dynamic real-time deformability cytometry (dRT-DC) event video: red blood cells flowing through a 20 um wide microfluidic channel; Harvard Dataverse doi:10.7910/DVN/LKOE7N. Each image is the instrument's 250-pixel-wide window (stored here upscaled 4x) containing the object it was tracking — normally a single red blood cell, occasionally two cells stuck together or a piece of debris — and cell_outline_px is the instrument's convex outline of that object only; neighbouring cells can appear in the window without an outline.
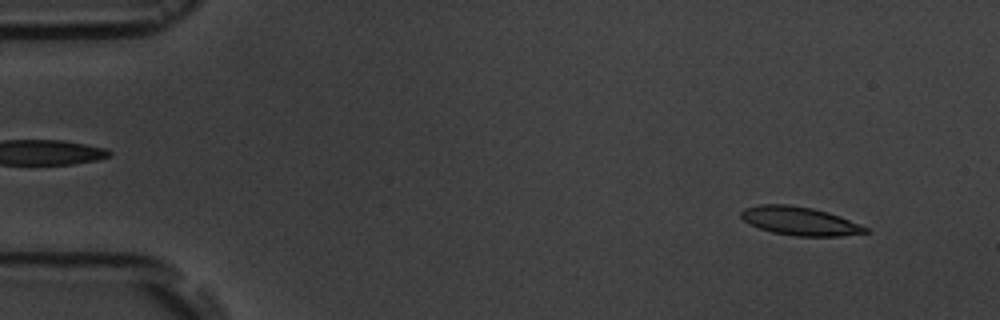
{"species": "common noctule bat (a hibernating species)", "species_latin": "Nyctalus noctula", "temperature_condition": "room temperature", "stored_images_in_passage": 6, "camera_frame_rate_fps": 3000, "um_per_image_px": 0.085, "animal": {"sex": "male", "body_mass_g": 19.5, "forearm_length_mm": 54.6}, "frame": {"image": 1, "passage_image": 1, "time_ms": 0.0, "image_size_px": [1000, 320], "cell_outline_px": [[872, 232], [840, 236], [792, 236], [772, 232], [748, 224], [740, 216], [740, 212], [744, 208], [760, 204], [788, 204], [812, 208], [828, 212], [840, 216], [868, 228]], "centroid_in_image_um": [67.97, 18.79], "position_along_channel_um": 17.0, "area_um2": 20.75}}
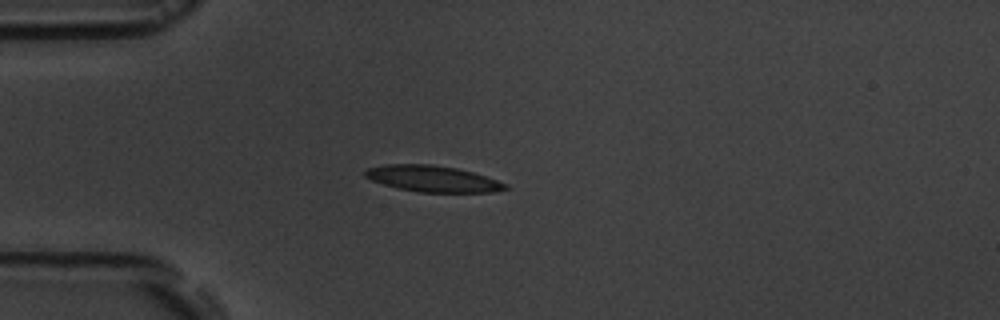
{"frame": {"image": 2, "passage_image": 4, "time_ms": 3.333, "image_size_px": [1000, 320], "cell_outline_px": [[508, 188], [492, 192], [416, 192], [396, 188], [372, 180], [364, 176], [364, 172], [368, 168], [384, 164], [432, 164], [456, 168], [472, 172], [508, 184]], "centroid_in_image_um": [36.74, 15.19], "position_along_channel_um": 48.3, "area_um2": 21.33}}
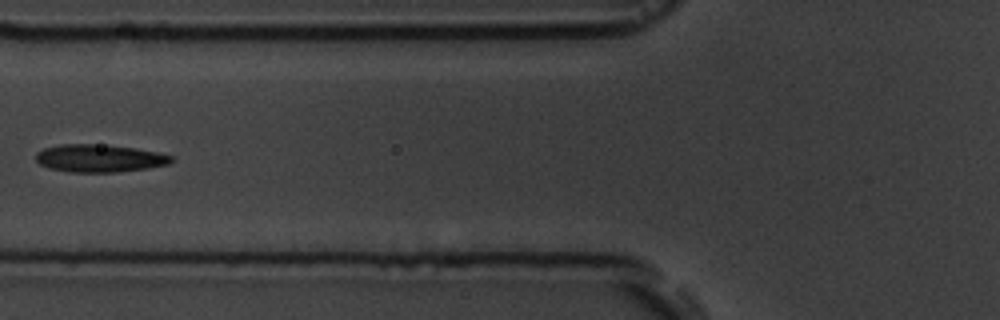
{"frame": {"image": 3, "passage_image": 6, "time_ms": 5.667, "image_size_px": [1000, 320], "cell_outline_px": [[176, 160], [168, 164], [148, 168], [116, 172], [72, 172], [48, 168], [40, 164], [36, 160], [36, 152], [44, 148], [60, 144], [92, 144], [136, 148], [156, 152], [172, 156]], "centroid_in_image_um": [8.45, 13.45], "position_along_channel_um": 117.4, "area_um2": 21.79}}